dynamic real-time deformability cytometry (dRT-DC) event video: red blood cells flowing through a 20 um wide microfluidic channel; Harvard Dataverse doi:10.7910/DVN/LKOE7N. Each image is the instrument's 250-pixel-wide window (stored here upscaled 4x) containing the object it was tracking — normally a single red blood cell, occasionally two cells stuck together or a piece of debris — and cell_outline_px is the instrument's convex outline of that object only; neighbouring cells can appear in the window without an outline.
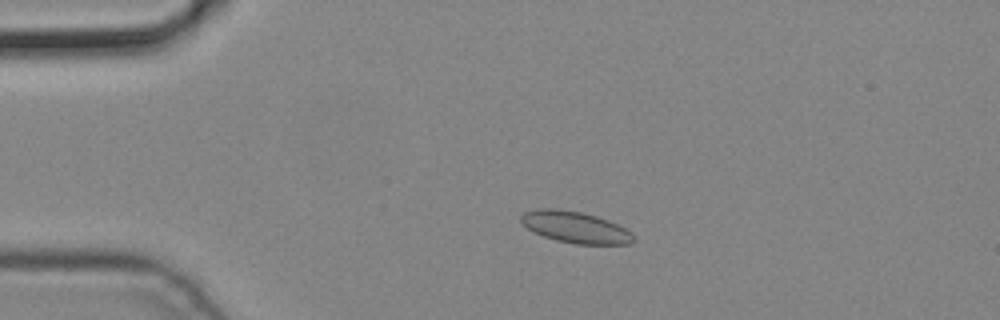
{"species": "common noctule bat (a hibernating species)", "species_latin": "Nyctalus noctula", "temperature_condition": "cold", "stored_images_in_passage": 3, "camera_frame_rate_fps": 3000, "um_per_image_px": 0.085, "animal": {"sex": "male", "body_mass_g": 19.2, "forearm_length_mm": 51.8}, "frame": {"image": 1, "passage_image": 2, "time_ms": 0.333, "image_size_px": [1000, 320], "cell_outline_px": [[636, 240], [632, 244], [576, 244], [556, 240], [532, 232], [520, 220], [520, 216], [524, 212], [540, 208], [556, 208], [580, 212], [596, 216], [608, 220], [632, 232], [636, 236]], "centroid_in_image_um": [48.93, 19.32], "position_along_channel_um": 36.1, "area_um2": 20.69}}